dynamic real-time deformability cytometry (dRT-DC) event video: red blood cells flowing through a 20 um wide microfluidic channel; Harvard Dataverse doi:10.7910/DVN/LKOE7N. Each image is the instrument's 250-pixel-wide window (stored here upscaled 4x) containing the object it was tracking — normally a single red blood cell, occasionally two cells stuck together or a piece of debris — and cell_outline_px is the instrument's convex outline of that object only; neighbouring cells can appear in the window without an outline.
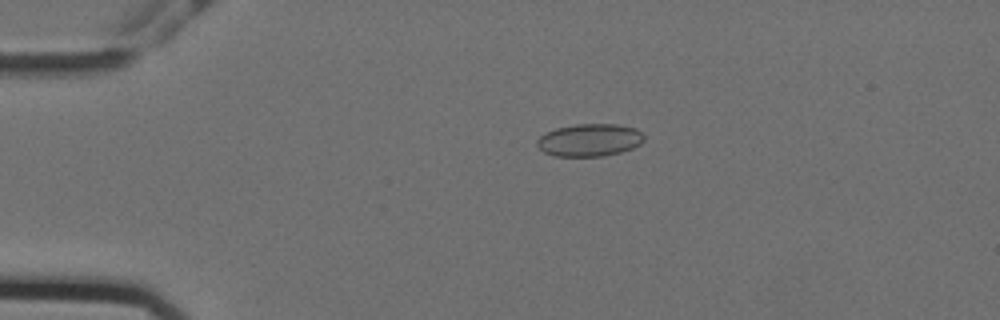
{"species": "Egyptian fruit bat (a non-hibernating species)", "species_latin": "Rousettus aegyptiacus", "temperature_condition": "cold", "stored_images_in_passage": 58, "camera_frame_rate_fps": 3000, "um_per_image_px": 0.085, "animal": {"sex": "female"}, "frame": {"image": 1, "passage_image": 13, "time_ms": 4.0, "image_size_px": [1000, 320], "cell_outline_px": [[644, 140], [640, 144], [632, 148], [620, 152], [604, 156], [556, 156], [544, 152], [536, 144], [536, 140], [540, 136], [556, 128], [576, 124], [616, 124], [636, 128], [644, 136]], "centroid_in_image_um": [50.12, 11.9], "position_along_channel_um": 34.9, "area_um2": 20.23}}
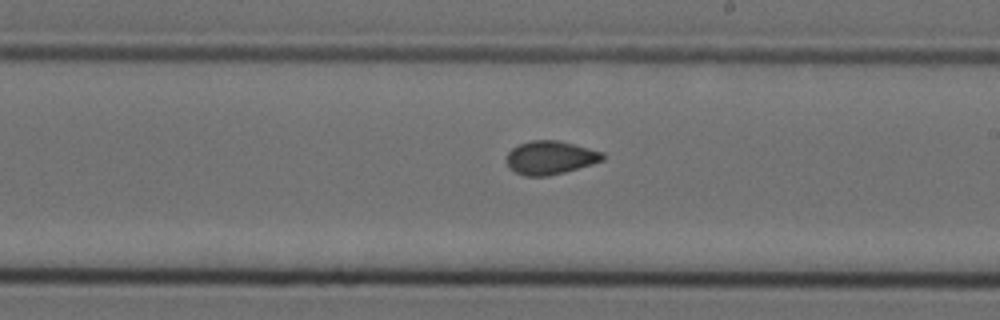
{"frame": {"image": 2, "passage_image": 34, "time_ms": 11.0, "image_size_px": [1000, 320], "cell_outline_px": [[604, 160], [592, 164], [564, 172], [548, 176], [524, 176], [508, 168], [504, 160], [508, 152], [512, 148], [520, 144], [532, 140], [556, 140], [604, 152]], "centroid_in_image_um": [46.73, 13.41], "position_along_channel_um": 242.3, "area_um2": 18.79}}
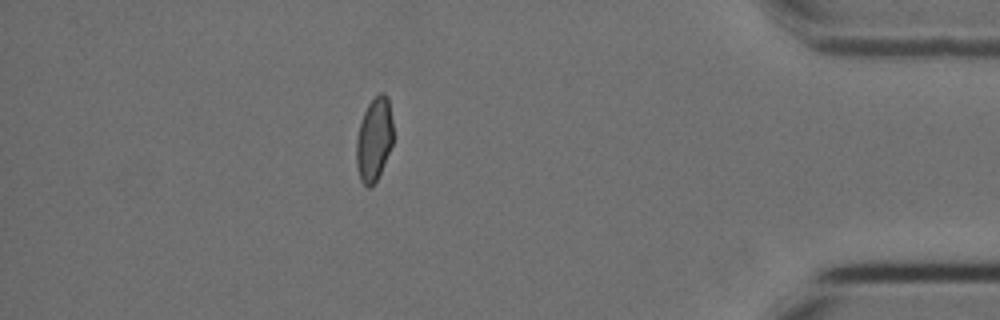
{"frame": {"image": 3, "passage_image": 51, "time_ms": 16.667, "image_size_px": [1000, 320], "cell_outline_px": [[392, 144], [380, 172], [372, 188], [368, 188], [360, 180], [356, 164], [356, 140], [360, 124], [364, 112], [368, 104], [380, 92], [384, 92], [388, 96], [392, 120]], "centroid_in_image_um": [31.79, 11.85], "position_along_channel_um": 403.4, "area_um2": 17.8}, "authors_computed_cell_mechanics": {"area_um2": 18.7561, "velocity_mm_per_s": 3.5713, "shape_relaxation_time_tau1_ms": 10.1325, "shape_relaxation_time_tau2_ms": 1.6962, "deformation_change_tau1": 0.1459, "deformation_change_tau2": 0.0612}}